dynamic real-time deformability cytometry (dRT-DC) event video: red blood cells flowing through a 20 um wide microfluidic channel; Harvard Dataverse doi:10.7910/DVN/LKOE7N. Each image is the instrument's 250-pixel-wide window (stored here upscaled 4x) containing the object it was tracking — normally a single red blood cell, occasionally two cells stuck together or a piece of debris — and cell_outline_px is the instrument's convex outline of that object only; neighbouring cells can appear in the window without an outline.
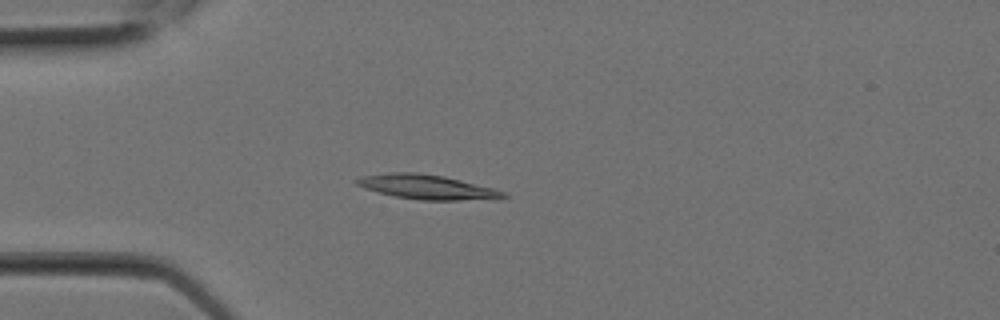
{"species": "Egyptian fruit bat (a non-hibernating species)", "species_latin": "Rousettus aegyptiacus", "temperature_condition": "room temperature", "stored_images_in_passage": 8, "camera_frame_rate_fps": 3000, "um_per_image_px": 0.085, "animal": {"sex": "female"}, "frame": {"image": 1, "passage_image": 6, "time_ms": 1.667, "image_size_px": [1000, 320], "cell_outline_px": [[508, 196], [460, 200], [420, 200], [392, 196], [364, 188], [356, 184], [352, 180], [360, 176], [388, 172], [420, 172], [444, 176], [492, 188], [504, 192]], "centroid_in_image_um": [36.13, 15.87], "position_along_channel_um": 48.9, "area_um2": 20.75}}
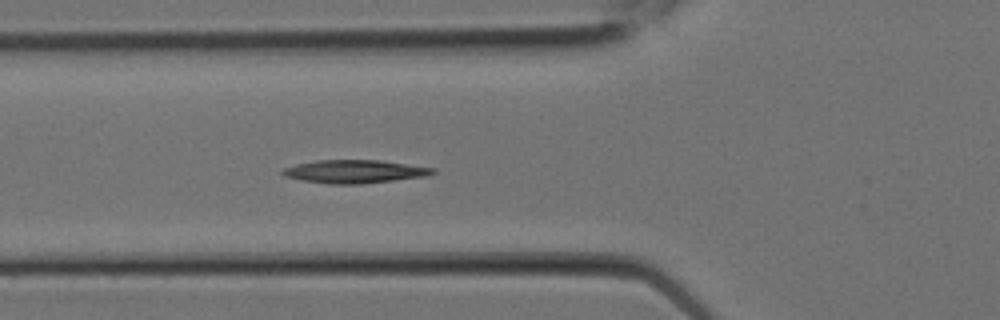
{"frame": {"image": 2, "passage_image": 8, "time_ms": 2.333, "image_size_px": [1000, 320], "cell_outline_px": [[436, 172], [424, 176], [360, 184], [328, 184], [304, 180], [284, 176], [280, 172], [284, 168], [296, 164], [316, 160], [380, 160], [436, 168]], "centroid_in_image_um": [30.12, 14.57], "position_along_channel_um": 95.7, "area_um2": 20.11}}